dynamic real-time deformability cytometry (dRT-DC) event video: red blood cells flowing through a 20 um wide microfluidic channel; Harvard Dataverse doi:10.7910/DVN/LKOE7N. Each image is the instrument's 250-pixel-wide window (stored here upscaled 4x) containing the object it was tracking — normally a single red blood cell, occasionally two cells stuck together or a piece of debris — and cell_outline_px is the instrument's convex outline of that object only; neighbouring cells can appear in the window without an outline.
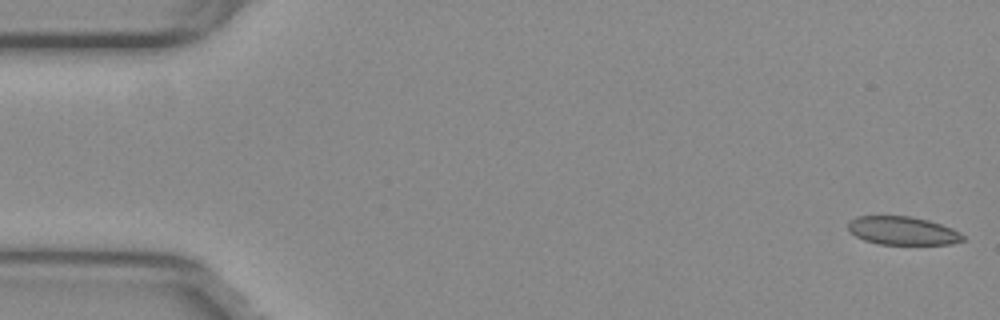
{"species": "common noctule bat (a hibernating species)", "species_latin": "Nyctalus noctula", "temperature_condition": "warm", "stored_images_in_passage": 54, "camera_frame_rate_fps": 3000, "um_per_image_px": 0.085, "animal": {"sex": "female", "body_mass_g": 29.2, "forearm_length_mm": 56.3}, "frame": {"image": 1, "passage_image": 1, "time_ms": 0.0, "image_size_px": [1000, 320], "cell_outline_px": [[964, 240], [952, 244], [880, 244], [864, 240], [856, 236], [848, 228], [848, 220], [856, 216], [912, 216], [928, 220], [952, 228], [960, 232], [964, 236]], "centroid_in_image_um": [76.72, 19.6], "position_along_channel_um": 8.3, "area_um2": 18.96}}
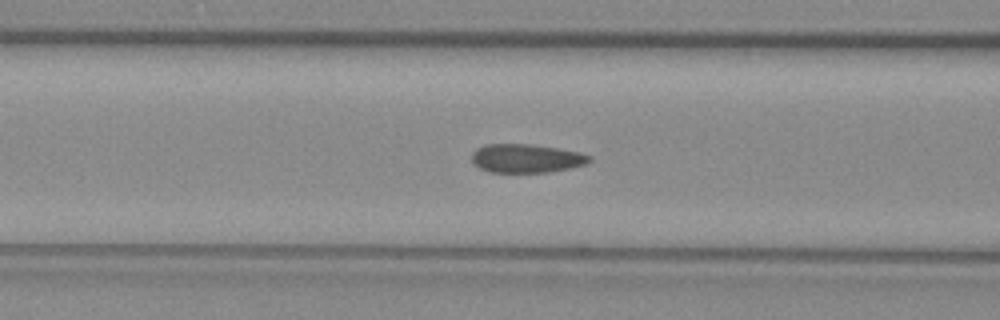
{"frame": {"image": 2, "passage_image": 21, "time_ms": 6.667, "image_size_px": [1000, 320], "cell_outline_px": [[592, 160], [588, 164], [548, 172], [488, 172], [472, 164], [472, 152], [476, 148], [488, 144], [528, 144], [556, 148], [576, 152], [588, 156]], "centroid_in_image_um": [44.67, 13.47], "position_along_channel_um": 121.9, "area_um2": 19.48}}
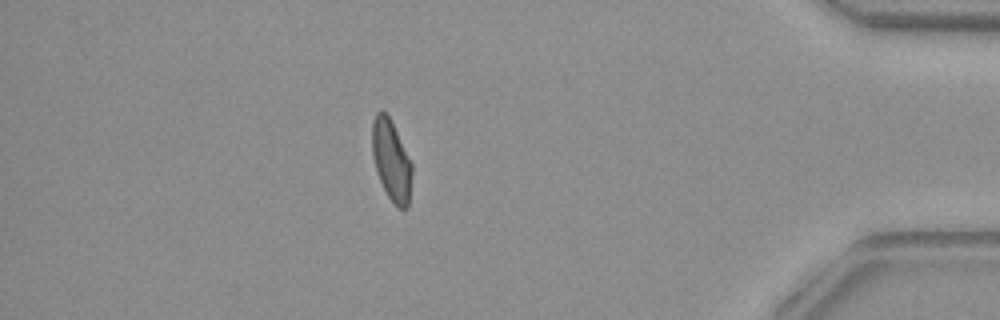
{"frame": {"image": 3, "passage_image": 47, "time_ms": 15.333, "image_size_px": [1000, 320], "cell_outline_px": [[412, 172], [408, 208], [396, 208], [388, 196], [380, 180], [372, 156], [372, 120], [376, 112], [380, 108], [388, 116], [412, 164]], "centroid_in_image_um": [33.25, 13.65], "position_along_channel_um": 402.0, "area_um2": 18.5}, "authors_computed_cell_mechanics": {"area_um2": 19.7387, "velocity_mm_per_s": 3.7847, "shape_relaxation_time_tau1_ms": null, "shape_relaxation_time_tau2_ms": 1.2073, "deformation_change_tau1": null, "deformation_change_tau2": 0.0673}}